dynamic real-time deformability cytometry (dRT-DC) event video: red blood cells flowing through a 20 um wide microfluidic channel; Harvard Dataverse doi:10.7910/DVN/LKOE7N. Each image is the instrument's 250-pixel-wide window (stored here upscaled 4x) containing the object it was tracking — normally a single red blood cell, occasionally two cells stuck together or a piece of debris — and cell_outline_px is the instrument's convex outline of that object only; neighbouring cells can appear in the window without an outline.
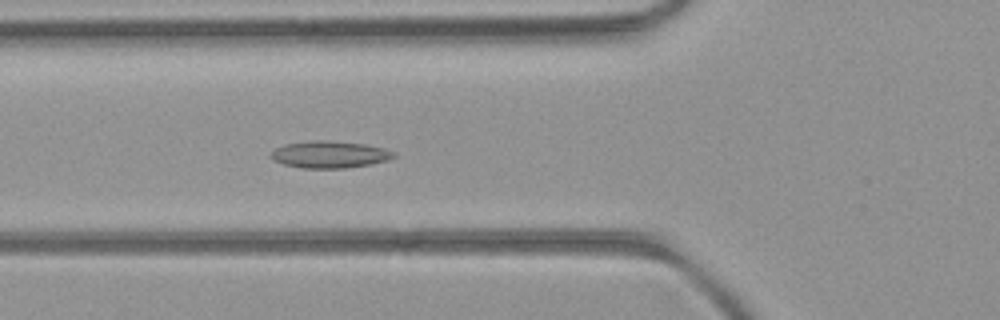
{"species": "common noctule bat (a hibernating species)", "species_latin": "Nyctalus noctula", "temperature_condition": "room temperature", "stored_images_in_passage": 50, "camera_frame_rate_fps": 3000, "um_per_image_px": 0.085, "animal": {"sex": "female", "body_mass_g": 21.9}, "frame": {"image": 1, "passage_image": 18, "time_ms": 5.667, "image_size_px": [1000, 320], "cell_outline_px": [[396, 156], [388, 160], [372, 164], [344, 168], [300, 168], [284, 164], [272, 160], [268, 156], [276, 148], [284, 144], [312, 140], [328, 140], [364, 144], [384, 148], [396, 152]], "centroid_in_image_um": [28.01, 13.13], "position_along_channel_um": 97.8, "area_um2": 19.48}}
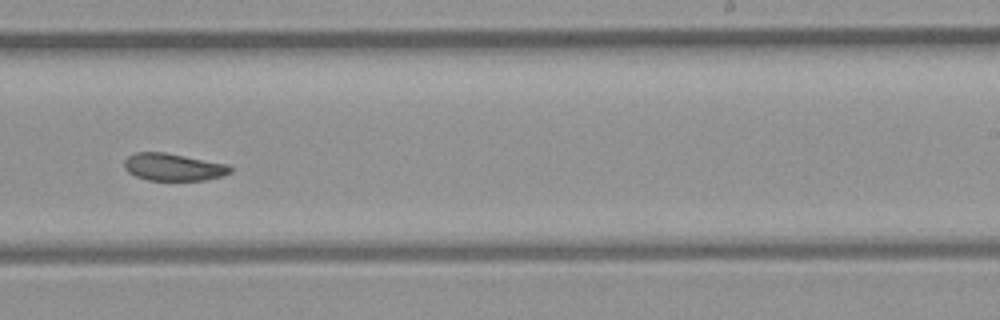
{"frame": {"image": 2, "passage_image": 31, "time_ms": 10.0, "image_size_px": [1000, 320], "cell_outline_px": [[232, 172], [224, 176], [204, 180], [148, 180], [136, 176], [128, 172], [124, 168], [124, 160], [128, 156], [136, 152], [164, 152], [228, 164], [232, 168]], "centroid_in_image_um": [14.74, 14.2], "position_along_channel_um": 274.3, "area_um2": 16.94}}
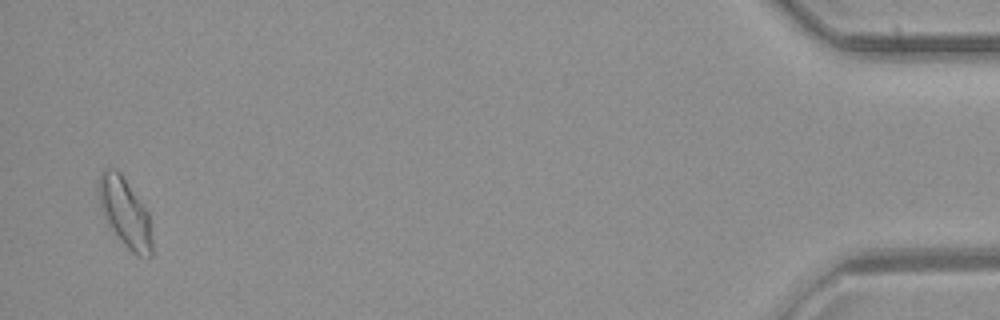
{"frame": {"image": 3, "passage_image": 49, "time_ms": 16.0, "image_size_px": [1000, 320], "cell_outline_px": [[152, 256], [136, 256], [120, 240], [104, 220], [100, 204], [100, 176], [104, 168], [116, 168], [120, 172], [148, 212], [152, 240]], "centroid_in_image_um": [10.64, 18.09], "position_along_channel_um": 424.6, "area_um2": 21.15}, "authors_computed_cell_mechanics": {"area_um2": 18.3515, "velocity_mm_per_s": 4.0647, "shape_relaxation_time_tau1_ms": null, "shape_relaxation_time_tau2_ms": 5.0777, "deformation_change_tau1": null, "deformation_change_tau2": 0.0938}}